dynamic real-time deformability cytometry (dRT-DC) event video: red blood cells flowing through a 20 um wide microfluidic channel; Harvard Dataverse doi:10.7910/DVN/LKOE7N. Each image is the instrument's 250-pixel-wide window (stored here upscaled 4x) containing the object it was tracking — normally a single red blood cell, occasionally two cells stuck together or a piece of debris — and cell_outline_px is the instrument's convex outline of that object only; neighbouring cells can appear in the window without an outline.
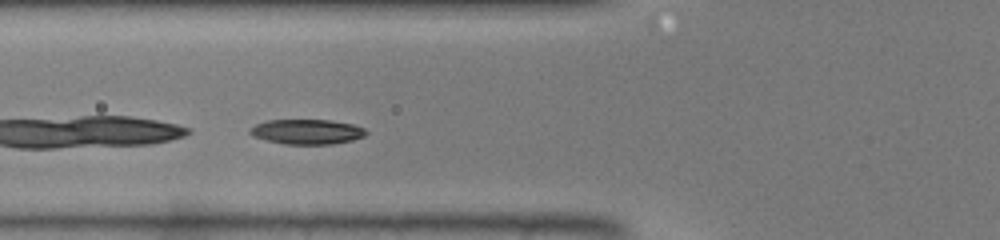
{"species": "common noctule bat (a hibernating species)", "species_latin": "Nyctalus noctula", "temperature_condition": "warm", "stored_images_in_passage": 30, "camera_frame_rate_fps": 3000, "um_per_image_px": 0.085, "animal": {"sex": "male", "body_mass_g": 19.0, "forearm_length_mm": 50.8}, "frame": {"image": 1, "passage_image": 4, "time_ms": 1.0, "image_size_px": [1000, 240], "cell_outline_px": [[368, 132], [364, 136], [352, 140], [332, 144], [284, 144], [252, 136], [248, 132], [256, 124], [268, 120], [332, 120], [352, 124], [364, 128]], "centroid_in_image_um": [26.11, 11.19], "position_along_channel_um": 99.7, "area_um2": 16.76}}
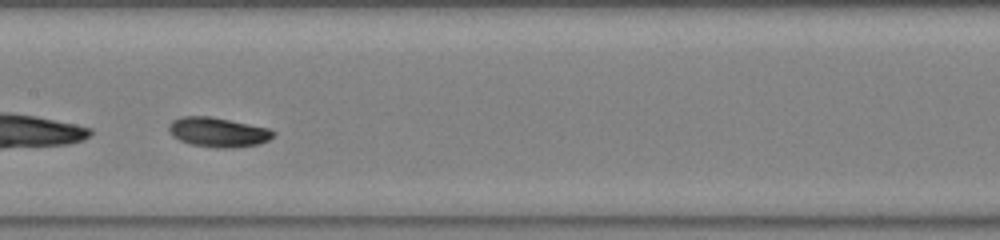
{"frame": {"image": 2, "passage_image": 10, "time_ms": 3.0, "image_size_px": [1000, 240], "cell_outline_px": [[276, 132], [268, 140], [260, 144], [232, 148], [216, 148], [192, 144], [180, 140], [172, 136], [168, 128], [168, 124], [172, 120], [180, 116], [212, 116], [268, 128]], "centroid_in_image_um": [18.51, 11.23], "position_along_channel_um": 188.9, "area_um2": 18.09}}
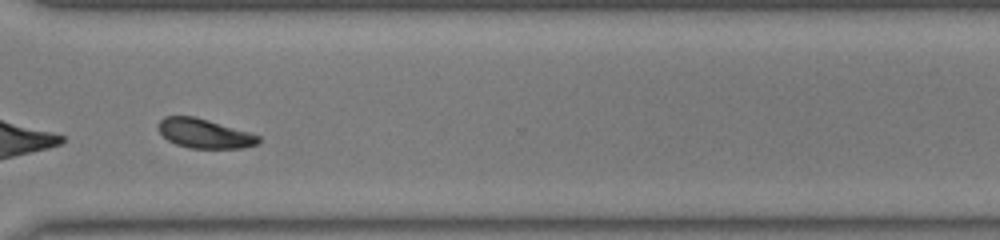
{"frame": {"image": 3, "passage_image": 21, "time_ms": 6.667, "image_size_px": [1000, 240], "cell_outline_px": [[260, 140], [256, 144], [244, 148], [188, 148], [176, 144], [168, 140], [156, 128], [156, 124], [164, 116], [192, 116], [208, 120], [248, 132], [260, 136]], "centroid_in_image_um": [17.33, 11.35], "position_along_channel_um": 353.3, "area_um2": 17.05}}